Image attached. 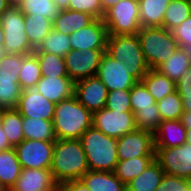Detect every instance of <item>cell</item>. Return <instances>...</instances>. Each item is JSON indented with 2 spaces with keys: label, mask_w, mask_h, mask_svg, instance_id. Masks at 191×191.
<instances>
[{
  "label": "cell",
  "mask_w": 191,
  "mask_h": 191,
  "mask_svg": "<svg viewBox=\"0 0 191 191\" xmlns=\"http://www.w3.org/2000/svg\"><path fill=\"white\" fill-rule=\"evenodd\" d=\"M106 53L115 60H122L137 81H141L150 70L141 50L138 34L108 35Z\"/></svg>",
  "instance_id": "5"
},
{
  "label": "cell",
  "mask_w": 191,
  "mask_h": 191,
  "mask_svg": "<svg viewBox=\"0 0 191 191\" xmlns=\"http://www.w3.org/2000/svg\"><path fill=\"white\" fill-rule=\"evenodd\" d=\"M25 33L30 45L37 49L44 37L53 30V22L44 16L24 15Z\"/></svg>",
  "instance_id": "28"
},
{
  "label": "cell",
  "mask_w": 191,
  "mask_h": 191,
  "mask_svg": "<svg viewBox=\"0 0 191 191\" xmlns=\"http://www.w3.org/2000/svg\"><path fill=\"white\" fill-rule=\"evenodd\" d=\"M13 148L6 137L3 127H0V152Z\"/></svg>",
  "instance_id": "47"
},
{
  "label": "cell",
  "mask_w": 191,
  "mask_h": 191,
  "mask_svg": "<svg viewBox=\"0 0 191 191\" xmlns=\"http://www.w3.org/2000/svg\"><path fill=\"white\" fill-rule=\"evenodd\" d=\"M181 121L183 125L187 128L186 143L191 145V112H184Z\"/></svg>",
  "instance_id": "46"
},
{
  "label": "cell",
  "mask_w": 191,
  "mask_h": 191,
  "mask_svg": "<svg viewBox=\"0 0 191 191\" xmlns=\"http://www.w3.org/2000/svg\"><path fill=\"white\" fill-rule=\"evenodd\" d=\"M59 191H91L81 179L69 180L59 185Z\"/></svg>",
  "instance_id": "45"
},
{
  "label": "cell",
  "mask_w": 191,
  "mask_h": 191,
  "mask_svg": "<svg viewBox=\"0 0 191 191\" xmlns=\"http://www.w3.org/2000/svg\"><path fill=\"white\" fill-rule=\"evenodd\" d=\"M180 48L191 50V15L172 30Z\"/></svg>",
  "instance_id": "42"
},
{
  "label": "cell",
  "mask_w": 191,
  "mask_h": 191,
  "mask_svg": "<svg viewBox=\"0 0 191 191\" xmlns=\"http://www.w3.org/2000/svg\"><path fill=\"white\" fill-rule=\"evenodd\" d=\"M105 108L112 111H132L130 89L108 91Z\"/></svg>",
  "instance_id": "40"
},
{
  "label": "cell",
  "mask_w": 191,
  "mask_h": 191,
  "mask_svg": "<svg viewBox=\"0 0 191 191\" xmlns=\"http://www.w3.org/2000/svg\"><path fill=\"white\" fill-rule=\"evenodd\" d=\"M155 191H166V184L163 181L159 184Z\"/></svg>",
  "instance_id": "53"
},
{
  "label": "cell",
  "mask_w": 191,
  "mask_h": 191,
  "mask_svg": "<svg viewBox=\"0 0 191 191\" xmlns=\"http://www.w3.org/2000/svg\"><path fill=\"white\" fill-rule=\"evenodd\" d=\"M165 172L154 159L146 169L126 185L127 191H155L162 181Z\"/></svg>",
  "instance_id": "23"
},
{
  "label": "cell",
  "mask_w": 191,
  "mask_h": 191,
  "mask_svg": "<svg viewBox=\"0 0 191 191\" xmlns=\"http://www.w3.org/2000/svg\"><path fill=\"white\" fill-rule=\"evenodd\" d=\"M190 66L191 50L179 48L165 62L159 65L156 70L176 83Z\"/></svg>",
  "instance_id": "25"
},
{
  "label": "cell",
  "mask_w": 191,
  "mask_h": 191,
  "mask_svg": "<svg viewBox=\"0 0 191 191\" xmlns=\"http://www.w3.org/2000/svg\"><path fill=\"white\" fill-rule=\"evenodd\" d=\"M108 35L137 34L141 29L139 0H122L104 15Z\"/></svg>",
  "instance_id": "8"
},
{
  "label": "cell",
  "mask_w": 191,
  "mask_h": 191,
  "mask_svg": "<svg viewBox=\"0 0 191 191\" xmlns=\"http://www.w3.org/2000/svg\"><path fill=\"white\" fill-rule=\"evenodd\" d=\"M55 141L24 139L14 147L22 169H50Z\"/></svg>",
  "instance_id": "10"
},
{
  "label": "cell",
  "mask_w": 191,
  "mask_h": 191,
  "mask_svg": "<svg viewBox=\"0 0 191 191\" xmlns=\"http://www.w3.org/2000/svg\"><path fill=\"white\" fill-rule=\"evenodd\" d=\"M25 139L55 141L52 120L23 117L22 125Z\"/></svg>",
  "instance_id": "29"
},
{
  "label": "cell",
  "mask_w": 191,
  "mask_h": 191,
  "mask_svg": "<svg viewBox=\"0 0 191 191\" xmlns=\"http://www.w3.org/2000/svg\"><path fill=\"white\" fill-rule=\"evenodd\" d=\"M4 191H13V190L10 188H6Z\"/></svg>",
  "instance_id": "58"
},
{
  "label": "cell",
  "mask_w": 191,
  "mask_h": 191,
  "mask_svg": "<svg viewBox=\"0 0 191 191\" xmlns=\"http://www.w3.org/2000/svg\"><path fill=\"white\" fill-rule=\"evenodd\" d=\"M141 82L145 85L156 102L176 91V83L156 69H150Z\"/></svg>",
  "instance_id": "26"
},
{
  "label": "cell",
  "mask_w": 191,
  "mask_h": 191,
  "mask_svg": "<svg viewBox=\"0 0 191 191\" xmlns=\"http://www.w3.org/2000/svg\"><path fill=\"white\" fill-rule=\"evenodd\" d=\"M137 34L149 69H156L180 48L172 31L163 27H141Z\"/></svg>",
  "instance_id": "4"
},
{
  "label": "cell",
  "mask_w": 191,
  "mask_h": 191,
  "mask_svg": "<svg viewBox=\"0 0 191 191\" xmlns=\"http://www.w3.org/2000/svg\"><path fill=\"white\" fill-rule=\"evenodd\" d=\"M176 91L179 95H191V66L176 82Z\"/></svg>",
  "instance_id": "44"
},
{
  "label": "cell",
  "mask_w": 191,
  "mask_h": 191,
  "mask_svg": "<svg viewBox=\"0 0 191 191\" xmlns=\"http://www.w3.org/2000/svg\"><path fill=\"white\" fill-rule=\"evenodd\" d=\"M81 180L91 191H127L126 185L109 171H87Z\"/></svg>",
  "instance_id": "22"
},
{
  "label": "cell",
  "mask_w": 191,
  "mask_h": 191,
  "mask_svg": "<svg viewBox=\"0 0 191 191\" xmlns=\"http://www.w3.org/2000/svg\"><path fill=\"white\" fill-rule=\"evenodd\" d=\"M23 66V54L6 53L0 60V107L16 109L22 89L18 76Z\"/></svg>",
  "instance_id": "7"
},
{
  "label": "cell",
  "mask_w": 191,
  "mask_h": 191,
  "mask_svg": "<svg viewBox=\"0 0 191 191\" xmlns=\"http://www.w3.org/2000/svg\"><path fill=\"white\" fill-rule=\"evenodd\" d=\"M96 76L108 91L131 89L138 81L128 72L122 60H115L106 52L103 54Z\"/></svg>",
  "instance_id": "14"
},
{
  "label": "cell",
  "mask_w": 191,
  "mask_h": 191,
  "mask_svg": "<svg viewBox=\"0 0 191 191\" xmlns=\"http://www.w3.org/2000/svg\"><path fill=\"white\" fill-rule=\"evenodd\" d=\"M92 126L106 136L120 138L137 129L132 111H112L107 108L94 111Z\"/></svg>",
  "instance_id": "9"
},
{
  "label": "cell",
  "mask_w": 191,
  "mask_h": 191,
  "mask_svg": "<svg viewBox=\"0 0 191 191\" xmlns=\"http://www.w3.org/2000/svg\"><path fill=\"white\" fill-rule=\"evenodd\" d=\"M106 49L70 50L63 58L68 76L74 81L96 76Z\"/></svg>",
  "instance_id": "12"
},
{
  "label": "cell",
  "mask_w": 191,
  "mask_h": 191,
  "mask_svg": "<svg viewBox=\"0 0 191 191\" xmlns=\"http://www.w3.org/2000/svg\"><path fill=\"white\" fill-rule=\"evenodd\" d=\"M156 103L154 97L141 81H138L130 89V105L133 113L139 109L153 108V104Z\"/></svg>",
  "instance_id": "39"
},
{
  "label": "cell",
  "mask_w": 191,
  "mask_h": 191,
  "mask_svg": "<svg viewBox=\"0 0 191 191\" xmlns=\"http://www.w3.org/2000/svg\"><path fill=\"white\" fill-rule=\"evenodd\" d=\"M13 4H17L19 0H10Z\"/></svg>",
  "instance_id": "57"
},
{
  "label": "cell",
  "mask_w": 191,
  "mask_h": 191,
  "mask_svg": "<svg viewBox=\"0 0 191 191\" xmlns=\"http://www.w3.org/2000/svg\"><path fill=\"white\" fill-rule=\"evenodd\" d=\"M5 49L4 46H0V60L3 58V56L5 55Z\"/></svg>",
  "instance_id": "55"
},
{
  "label": "cell",
  "mask_w": 191,
  "mask_h": 191,
  "mask_svg": "<svg viewBox=\"0 0 191 191\" xmlns=\"http://www.w3.org/2000/svg\"><path fill=\"white\" fill-rule=\"evenodd\" d=\"M187 128L179 120H162L154 132L155 148H172L186 142Z\"/></svg>",
  "instance_id": "20"
},
{
  "label": "cell",
  "mask_w": 191,
  "mask_h": 191,
  "mask_svg": "<svg viewBox=\"0 0 191 191\" xmlns=\"http://www.w3.org/2000/svg\"><path fill=\"white\" fill-rule=\"evenodd\" d=\"M119 1L122 0H100L103 13L105 14L111 7L115 6Z\"/></svg>",
  "instance_id": "48"
},
{
  "label": "cell",
  "mask_w": 191,
  "mask_h": 191,
  "mask_svg": "<svg viewBox=\"0 0 191 191\" xmlns=\"http://www.w3.org/2000/svg\"><path fill=\"white\" fill-rule=\"evenodd\" d=\"M71 50L106 49L108 30L103 19H95L88 26L69 35Z\"/></svg>",
  "instance_id": "16"
},
{
  "label": "cell",
  "mask_w": 191,
  "mask_h": 191,
  "mask_svg": "<svg viewBox=\"0 0 191 191\" xmlns=\"http://www.w3.org/2000/svg\"><path fill=\"white\" fill-rule=\"evenodd\" d=\"M183 102L184 112H191V95H180Z\"/></svg>",
  "instance_id": "49"
},
{
  "label": "cell",
  "mask_w": 191,
  "mask_h": 191,
  "mask_svg": "<svg viewBox=\"0 0 191 191\" xmlns=\"http://www.w3.org/2000/svg\"><path fill=\"white\" fill-rule=\"evenodd\" d=\"M137 129L154 133L162 121L157 104L153 108L139 109L134 113Z\"/></svg>",
  "instance_id": "38"
},
{
  "label": "cell",
  "mask_w": 191,
  "mask_h": 191,
  "mask_svg": "<svg viewBox=\"0 0 191 191\" xmlns=\"http://www.w3.org/2000/svg\"><path fill=\"white\" fill-rule=\"evenodd\" d=\"M50 171L60 185L81 179L89 171L86 154L80 139H56Z\"/></svg>",
  "instance_id": "1"
},
{
  "label": "cell",
  "mask_w": 191,
  "mask_h": 191,
  "mask_svg": "<svg viewBox=\"0 0 191 191\" xmlns=\"http://www.w3.org/2000/svg\"><path fill=\"white\" fill-rule=\"evenodd\" d=\"M67 9L88 13L95 19H103L105 15L100 0H70Z\"/></svg>",
  "instance_id": "41"
},
{
  "label": "cell",
  "mask_w": 191,
  "mask_h": 191,
  "mask_svg": "<svg viewBox=\"0 0 191 191\" xmlns=\"http://www.w3.org/2000/svg\"><path fill=\"white\" fill-rule=\"evenodd\" d=\"M34 53L39 61L42 76L69 77L63 57L41 52L38 48L34 50Z\"/></svg>",
  "instance_id": "34"
},
{
  "label": "cell",
  "mask_w": 191,
  "mask_h": 191,
  "mask_svg": "<svg viewBox=\"0 0 191 191\" xmlns=\"http://www.w3.org/2000/svg\"><path fill=\"white\" fill-rule=\"evenodd\" d=\"M3 44H4V32L0 26V46H3Z\"/></svg>",
  "instance_id": "54"
},
{
  "label": "cell",
  "mask_w": 191,
  "mask_h": 191,
  "mask_svg": "<svg viewBox=\"0 0 191 191\" xmlns=\"http://www.w3.org/2000/svg\"><path fill=\"white\" fill-rule=\"evenodd\" d=\"M16 5L24 15L44 16L52 22L60 12L52 0H19Z\"/></svg>",
  "instance_id": "33"
},
{
  "label": "cell",
  "mask_w": 191,
  "mask_h": 191,
  "mask_svg": "<svg viewBox=\"0 0 191 191\" xmlns=\"http://www.w3.org/2000/svg\"><path fill=\"white\" fill-rule=\"evenodd\" d=\"M74 83L70 77L42 76L34 88L46 99L58 104L74 95Z\"/></svg>",
  "instance_id": "19"
},
{
  "label": "cell",
  "mask_w": 191,
  "mask_h": 191,
  "mask_svg": "<svg viewBox=\"0 0 191 191\" xmlns=\"http://www.w3.org/2000/svg\"><path fill=\"white\" fill-rule=\"evenodd\" d=\"M42 78L40 64L36 54H23V66L18 76V83L22 90L34 88Z\"/></svg>",
  "instance_id": "32"
},
{
  "label": "cell",
  "mask_w": 191,
  "mask_h": 191,
  "mask_svg": "<svg viewBox=\"0 0 191 191\" xmlns=\"http://www.w3.org/2000/svg\"><path fill=\"white\" fill-rule=\"evenodd\" d=\"M93 113L73 95L55 106L53 117L54 133L57 139H80L92 127Z\"/></svg>",
  "instance_id": "2"
},
{
  "label": "cell",
  "mask_w": 191,
  "mask_h": 191,
  "mask_svg": "<svg viewBox=\"0 0 191 191\" xmlns=\"http://www.w3.org/2000/svg\"><path fill=\"white\" fill-rule=\"evenodd\" d=\"M154 159L155 157H133L119 160L114 174L127 185L131 180L139 176Z\"/></svg>",
  "instance_id": "30"
},
{
  "label": "cell",
  "mask_w": 191,
  "mask_h": 191,
  "mask_svg": "<svg viewBox=\"0 0 191 191\" xmlns=\"http://www.w3.org/2000/svg\"><path fill=\"white\" fill-rule=\"evenodd\" d=\"M156 104L162 120H179L184 114L183 102L177 91L166 95Z\"/></svg>",
  "instance_id": "37"
},
{
  "label": "cell",
  "mask_w": 191,
  "mask_h": 191,
  "mask_svg": "<svg viewBox=\"0 0 191 191\" xmlns=\"http://www.w3.org/2000/svg\"><path fill=\"white\" fill-rule=\"evenodd\" d=\"M10 0H0V16L12 5Z\"/></svg>",
  "instance_id": "50"
},
{
  "label": "cell",
  "mask_w": 191,
  "mask_h": 191,
  "mask_svg": "<svg viewBox=\"0 0 191 191\" xmlns=\"http://www.w3.org/2000/svg\"><path fill=\"white\" fill-rule=\"evenodd\" d=\"M55 106L35 88L22 90L16 110L22 117L53 120Z\"/></svg>",
  "instance_id": "17"
},
{
  "label": "cell",
  "mask_w": 191,
  "mask_h": 191,
  "mask_svg": "<svg viewBox=\"0 0 191 191\" xmlns=\"http://www.w3.org/2000/svg\"><path fill=\"white\" fill-rule=\"evenodd\" d=\"M5 189V186L0 182V191H4Z\"/></svg>",
  "instance_id": "56"
},
{
  "label": "cell",
  "mask_w": 191,
  "mask_h": 191,
  "mask_svg": "<svg viewBox=\"0 0 191 191\" xmlns=\"http://www.w3.org/2000/svg\"><path fill=\"white\" fill-rule=\"evenodd\" d=\"M95 18L85 12L73 11L69 9L60 10L54 18L53 30L70 35L79 29L91 24Z\"/></svg>",
  "instance_id": "21"
},
{
  "label": "cell",
  "mask_w": 191,
  "mask_h": 191,
  "mask_svg": "<svg viewBox=\"0 0 191 191\" xmlns=\"http://www.w3.org/2000/svg\"><path fill=\"white\" fill-rule=\"evenodd\" d=\"M155 159L165 174L191 180V145L186 142L172 148H155Z\"/></svg>",
  "instance_id": "11"
},
{
  "label": "cell",
  "mask_w": 191,
  "mask_h": 191,
  "mask_svg": "<svg viewBox=\"0 0 191 191\" xmlns=\"http://www.w3.org/2000/svg\"><path fill=\"white\" fill-rule=\"evenodd\" d=\"M108 90L98 76L74 83V96L92 113L105 108Z\"/></svg>",
  "instance_id": "15"
},
{
  "label": "cell",
  "mask_w": 191,
  "mask_h": 191,
  "mask_svg": "<svg viewBox=\"0 0 191 191\" xmlns=\"http://www.w3.org/2000/svg\"><path fill=\"white\" fill-rule=\"evenodd\" d=\"M171 0H139L141 27H162L165 11Z\"/></svg>",
  "instance_id": "24"
},
{
  "label": "cell",
  "mask_w": 191,
  "mask_h": 191,
  "mask_svg": "<svg viewBox=\"0 0 191 191\" xmlns=\"http://www.w3.org/2000/svg\"><path fill=\"white\" fill-rule=\"evenodd\" d=\"M22 167L14 148L0 152V182L5 188H12L19 178Z\"/></svg>",
  "instance_id": "27"
},
{
  "label": "cell",
  "mask_w": 191,
  "mask_h": 191,
  "mask_svg": "<svg viewBox=\"0 0 191 191\" xmlns=\"http://www.w3.org/2000/svg\"><path fill=\"white\" fill-rule=\"evenodd\" d=\"M118 160L155 157L154 133L136 129L117 139Z\"/></svg>",
  "instance_id": "13"
},
{
  "label": "cell",
  "mask_w": 191,
  "mask_h": 191,
  "mask_svg": "<svg viewBox=\"0 0 191 191\" xmlns=\"http://www.w3.org/2000/svg\"><path fill=\"white\" fill-rule=\"evenodd\" d=\"M191 15L189 0H171L163 18L162 27L172 31Z\"/></svg>",
  "instance_id": "31"
},
{
  "label": "cell",
  "mask_w": 191,
  "mask_h": 191,
  "mask_svg": "<svg viewBox=\"0 0 191 191\" xmlns=\"http://www.w3.org/2000/svg\"><path fill=\"white\" fill-rule=\"evenodd\" d=\"M13 191H59V184L55 181L50 169H22Z\"/></svg>",
  "instance_id": "18"
},
{
  "label": "cell",
  "mask_w": 191,
  "mask_h": 191,
  "mask_svg": "<svg viewBox=\"0 0 191 191\" xmlns=\"http://www.w3.org/2000/svg\"><path fill=\"white\" fill-rule=\"evenodd\" d=\"M41 52L64 57L70 50V37L64 33L52 30L38 47Z\"/></svg>",
  "instance_id": "36"
},
{
  "label": "cell",
  "mask_w": 191,
  "mask_h": 191,
  "mask_svg": "<svg viewBox=\"0 0 191 191\" xmlns=\"http://www.w3.org/2000/svg\"><path fill=\"white\" fill-rule=\"evenodd\" d=\"M89 170L114 172L118 163L117 139L88 128L80 138Z\"/></svg>",
  "instance_id": "3"
},
{
  "label": "cell",
  "mask_w": 191,
  "mask_h": 191,
  "mask_svg": "<svg viewBox=\"0 0 191 191\" xmlns=\"http://www.w3.org/2000/svg\"><path fill=\"white\" fill-rule=\"evenodd\" d=\"M0 26L4 32V49L8 54H31L34 48L30 45L25 33V19L16 4H12L1 16Z\"/></svg>",
  "instance_id": "6"
},
{
  "label": "cell",
  "mask_w": 191,
  "mask_h": 191,
  "mask_svg": "<svg viewBox=\"0 0 191 191\" xmlns=\"http://www.w3.org/2000/svg\"><path fill=\"white\" fill-rule=\"evenodd\" d=\"M22 125L23 117L21 114L16 109H7L4 114L2 127L13 148L25 139Z\"/></svg>",
  "instance_id": "35"
},
{
  "label": "cell",
  "mask_w": 191,
  "mask_h": 191,
  "mask_svg": "<svg viewBox=\"0 0 191 191\" xmlns=\"http://www.w3.org/2000/svg\"><path fill=\"white\" fill-rule=\"evenodd\" d=\"M162 181L166 184V191H191L189 179L165 174Z\"/></svg>",
  "instance_id": "43"
},
{
  "label": "cell",
  "mask_w": 191,
  "mask_h": 191,
  "mask_svg": "<svg viewBox=\"0 0 191 191\" xmlns=\"http://www.w3.org/2000/svg\"><path fill=\"white\" fill-rule=\"evenodd\" d=\"M60 10H65L69 6L70 0H52Z\"/></svg>",
  "instance_id": "51"
},
{
  "label": "cell",
  "mask_w": 191,
  "mask_h": 191,
  "mask_svg": "<svg viewBox=\"0 0 191 191\" xmlns=\"http://www.w3.org/2000/svg\"><path fill=\"white\" fill-rule=\"evenodd\" d=\"M7 109L0 107V127H2L3 119H4V114Z\"/></svg>",
  "instance_id": "52"
}]
</instances>
